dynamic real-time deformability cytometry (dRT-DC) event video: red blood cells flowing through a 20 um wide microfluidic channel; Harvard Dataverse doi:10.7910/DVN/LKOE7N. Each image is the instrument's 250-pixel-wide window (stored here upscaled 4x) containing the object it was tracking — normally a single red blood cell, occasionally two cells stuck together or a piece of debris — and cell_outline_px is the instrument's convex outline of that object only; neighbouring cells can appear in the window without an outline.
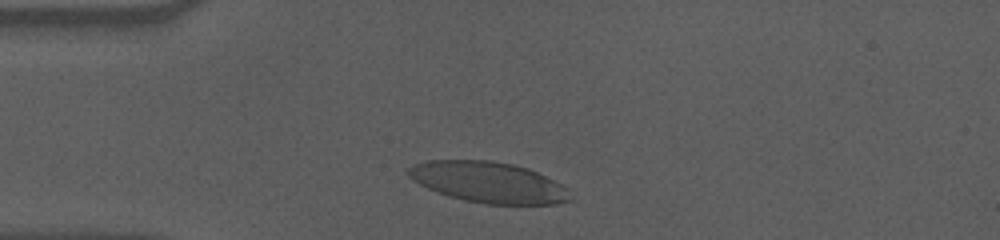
{"species": "human", "species_latin": "Homo sapiens", "temperature_condition": "cold", "stored_images_in_passage": 36, "camera_frame_rate_fps": 3000, "um_per_image_px": 0.085, "donor": {"sex": "male"}, "frame": {"image": 1, "passage_image": 4, "time_ms": 1.0, "image_size_px": [1000, 240], "cell_outline_px": [[572, 200], [556, 204], [484, 204], [464, 200], [448, 196], [436, 192], [412, 180], [408, 176], [408, 168], [412, 164], [428, 160], [488, 160], [512, 164], [528, 168], [572, 188]], "centroid_in_image_um": [41.57, 15.5], "position_along_channel_um": 43.4, "area_um2": 39.02}}
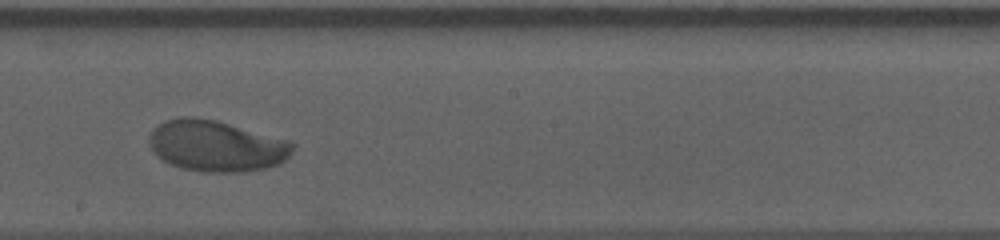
{"frame": {"image": 2, "passage_image": 22, "time_ms": 7.0, "image_size_px": [1000, 240], "cell_outline_px": [[296, 144], [292, 152], [280, 164], [264, 168], [240, 172], [208, 172], [180, 168], [156, 156], [148, 140], [152, 128], [164, 120], [180, 116], [192, 116], [216, 120], [288, 140]], "centroid_in_image_um": [18.37, 12.39], "position_along_channel_um": 229.8, "area_um2": 42.83}}
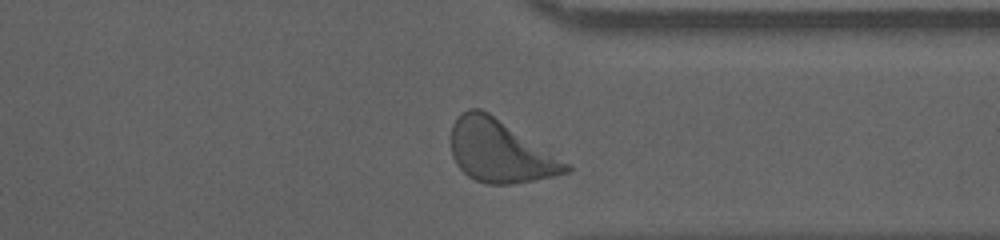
{"frame": {"image": 3, "passage_image": 34, "time_ms": 11.0, "image_size_px": [1000, 240], "cell_outline_px": [[572, 168], [568, 172], [552, 176], [512, 184], [484, 184], [468, 176], [456, 164], [452, 156], [452, 124], [468, 108], [480, 108], [488, 112], [572, 164]], "centroid_in_image_um": [42.53, 12.86], "position_along_channel_um": 368.9, "area_um2": 41.56}, "authors_computed_cell_mechanics": {"area_um2": 41.4715, "velocity_mm_per_s": 3.4996, "shape_relaxation_time_tau1_ms": 3.8617, "shape_relaxation_time_tau2_ms": null, "deformation_change_tau1": 0.1934, "deformation_change_tau2": null}}